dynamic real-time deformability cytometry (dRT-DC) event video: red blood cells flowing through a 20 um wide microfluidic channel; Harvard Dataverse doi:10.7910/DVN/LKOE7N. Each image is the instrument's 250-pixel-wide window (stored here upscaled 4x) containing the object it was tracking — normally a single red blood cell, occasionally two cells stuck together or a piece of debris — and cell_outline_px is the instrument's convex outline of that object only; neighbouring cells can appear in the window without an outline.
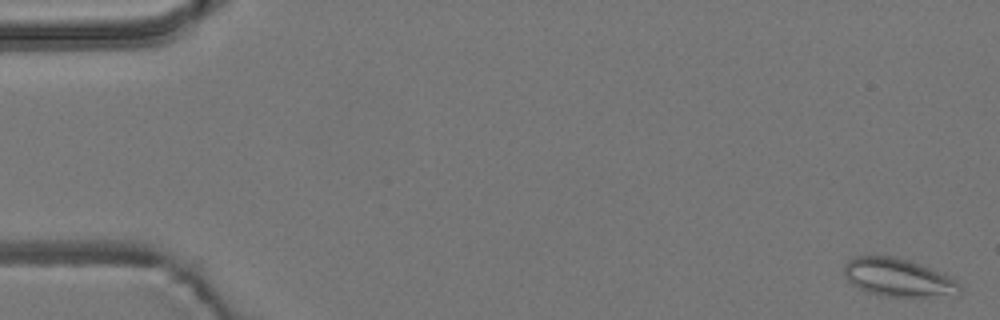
{"species": "common noctule bat (a hibernating species)", "species_latin": "Nyctalus noctula", "temperature_condition": "room temperature", "stored_images_in_passage": 57, "camera_frame_rate_fps": 3000, "um_per_image_px": 0.085, "animal": {"sex": "male", "body_mass_g": 19.2, "forearm_length_mm": 51.8}, "frame": {"image": 1, "passage_image": 2, "time_ms": 0.333, "image_size_px": [1000, 320], "cell_outline_px": [[960, 292], [956, 296], [888, 296], [868, 292], [852, 284], [844, 276], [844, 264], [848, 260], [856, 256], [892, 256], [908, 260], [920, 264], [948, 276], [956, 280], [960, 284]], "centroid_in_image_um": [76.34, 23.59], "position_along_channel_um": 8.7, "area_um2": 25.43}}
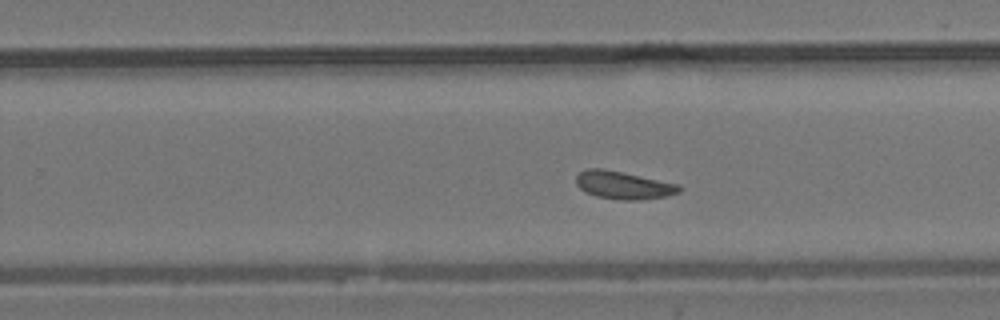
{"frame": {"image": 2, "passage_image": 36, "time_ms": 11.667, "image_size_px": [1000, 320], "cell_outline_px": [[684, 188], [680, 192], [668, 196], [640, 200], [624, 200], [596, 196], [584, 192], [576, 184], [576, 176], [580, 172], [588, 168], [604, 168], [624, 172], [680, 184]], "centroid_in_image_um": [53.03, 15.73], "position_along_channel_um": 276.8, "area_um2": 16.99}}
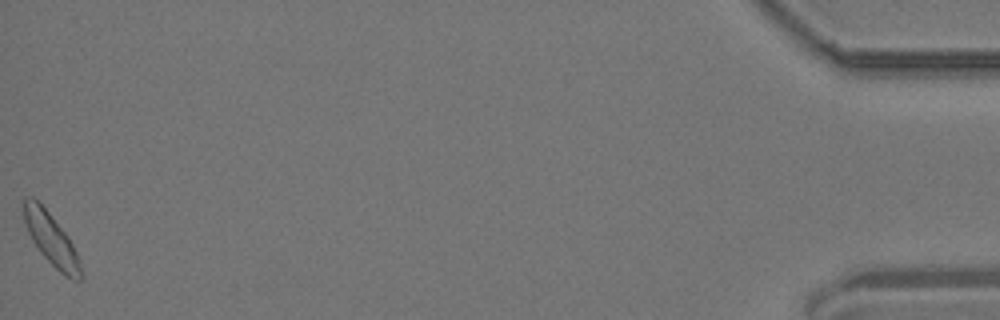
{"frame": {"image": 3, "passage_image": 57, "time_ms": 18.667, "image_size_px": [1000, 320], "cell_outline_px": [[84, 280], [72, 280], [64, 276], [36, 248], [28, 232], [24, 220], [20, 200], [24, 196], [32, 196], [48, 212], [68, 236], [76, 252], [84, 272]], "centroid_in_image_um": [4.34, 20.34], "position_along_channel_um": 430.9, "area_um2": 17.57}, "authors_computed_cell_mechanics": {"area_um2": 16.8198, "velocity_mm_per_s": 3.6666, "shape_relaxation_time_tau1_ms": null, "shape_relaxation_time_tau2_ms": 4.5573, "deformation_change_tau1": null, "deformation_change_tau2": 0.0951}}